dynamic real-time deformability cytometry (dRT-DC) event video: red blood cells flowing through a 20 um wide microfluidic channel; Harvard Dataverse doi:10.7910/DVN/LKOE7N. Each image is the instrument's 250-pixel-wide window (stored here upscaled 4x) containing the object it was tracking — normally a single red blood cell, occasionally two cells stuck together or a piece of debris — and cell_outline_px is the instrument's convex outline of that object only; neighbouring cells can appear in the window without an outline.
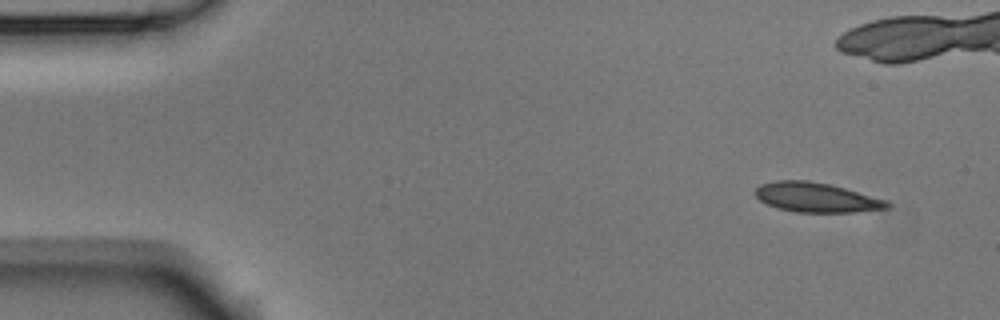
{"species": "Egyptian fruit bat (a non-hibernating species)", "species_latin": "Rousettus aegyptiacus", "temperature_condition": "room temperature", "stored_images_in_passage": 6, "camera_frame_rate_fps": 3000, "um_per_image_px": 0.085, "animal": {"sex": "male"}, "frame": {"image": 1, "passage_image": 1, "time_ms": 0.0, "image_size_px": [1000, 320], "cell_outline_px": [[892, 204], [888, 208], [852, 212], [796, 212], [776, 208], [760, 200], [756, 196], [756, 188], [760, 184], [776, 180], [808, 180], [828, 184], [844, 188], [888, 200]], "centroid_in_image_um": [69.39, 16.78], "position_along_channel_um": 15.6, "area_um2": 22.66}}